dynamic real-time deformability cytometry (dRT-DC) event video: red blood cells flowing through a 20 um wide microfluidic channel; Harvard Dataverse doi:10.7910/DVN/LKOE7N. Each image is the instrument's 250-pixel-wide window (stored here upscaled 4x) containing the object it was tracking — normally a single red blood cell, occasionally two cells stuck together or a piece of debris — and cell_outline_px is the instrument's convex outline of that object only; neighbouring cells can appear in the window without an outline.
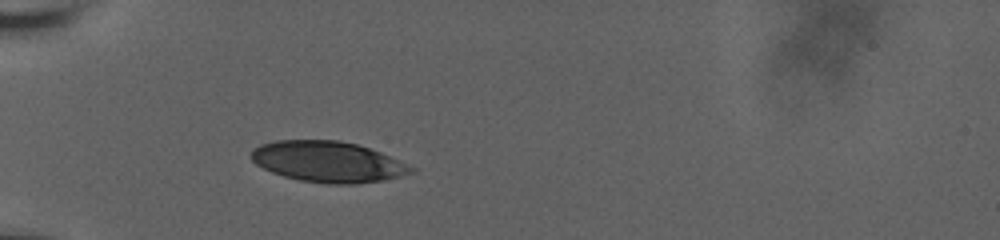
{"species": "human", "species_latin": "Homo sapiens", "temperature_condition": "room temperature", "stored_images_in_passage": 4, "camera_frame_rate_fps": 3000, "um_per_image_px": 0.085, "donor": {"sex": "male"}, "frame": {"image": 1, "passage_image": 1, "time_ms": 0.0, "image_size_px": [1000, 240], "cell_outline_px": [[416, 168], [412, 172], [384, 180], [352, 184], [328, 184], [300, 180], [284, 176], [272, 172], [256, 164], [248, 156], [252, 148], [260, 144], [276, 140], [340, 140], [356, 144], [380, 152]], "centroid_in_image_um": [27.81, 13.74], "position_along_channel_um": 57.2, "area_um2": 37.97}}